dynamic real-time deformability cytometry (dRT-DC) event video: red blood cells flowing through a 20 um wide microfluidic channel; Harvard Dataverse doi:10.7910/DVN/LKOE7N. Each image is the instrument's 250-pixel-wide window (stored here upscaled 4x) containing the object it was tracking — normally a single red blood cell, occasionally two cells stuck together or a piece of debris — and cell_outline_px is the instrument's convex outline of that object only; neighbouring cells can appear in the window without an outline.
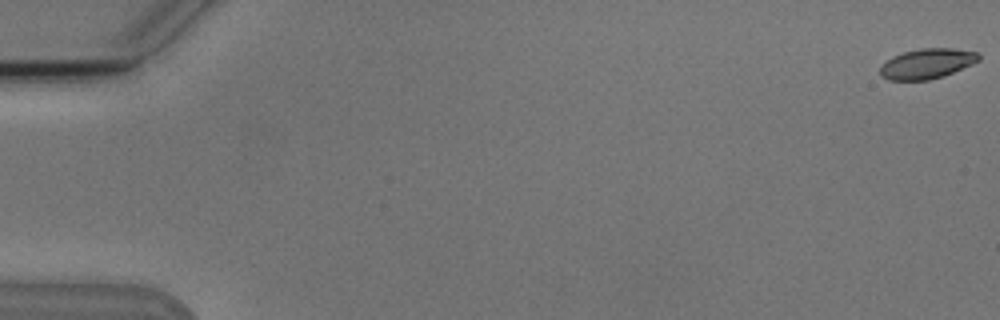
{"species": "Egyptian fruit bat (a non-hibernating species)", "species_latin": "Rousettus aegyptiacus", "temperature_condition": "cold", "stored_images_in_passage": 7, "camera_frame_rate_fps": 3000, "um_per_image_px": 0.085, "animal": {"sex": "male"}, "frame": {"image": 1, "passage_image": 1, "time_ms": 0.0, "image_size_px": [1000, 320], "cell_outline_px": [[980, 60], [972, 64], [944, 76], [928, 80], [888, 80], [880, 76], [880, 64], [892, 56], [904, 52], [920, 48], [952, 48], [976, 52], [980, 56]], "centroid_in_image_um": [78.76, 5.41], "position_along_channel_um": 6.2, "area_um2": 17.4}}